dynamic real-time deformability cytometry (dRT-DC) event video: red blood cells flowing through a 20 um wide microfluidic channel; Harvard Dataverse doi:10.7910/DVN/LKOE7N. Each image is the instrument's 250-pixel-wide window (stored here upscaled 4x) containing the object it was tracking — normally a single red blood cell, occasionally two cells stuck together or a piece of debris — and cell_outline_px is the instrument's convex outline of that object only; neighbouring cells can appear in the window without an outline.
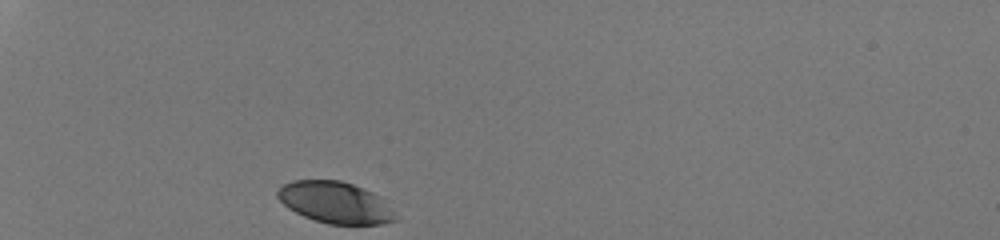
{"species": "human", "species_latin": "Homo sapiens", "temperature_condition": "room temperature", "stored_images_in_passage": 29, "camera_frame_rate_fps": 3000, "um_per_image_px": 0.085, "donor": {"sex": "male"}, "frame": {"image": 1, "passage_image": 1, "time_ms": 0.0, "image_size_px": [1000, 240], "cell_outline_px": [[396, 220], [380, 224], [328, 224], [304, 216], [288, 208], [276, 196], [276, 192], [284, 184], [292, 180], [340, 180], [352, 184], [372, 192], [380, 196]], "centroid_in_image_um": [28.43, 17.2], "position_along_channel_um": 56.6, "area_um2": 27.98}}
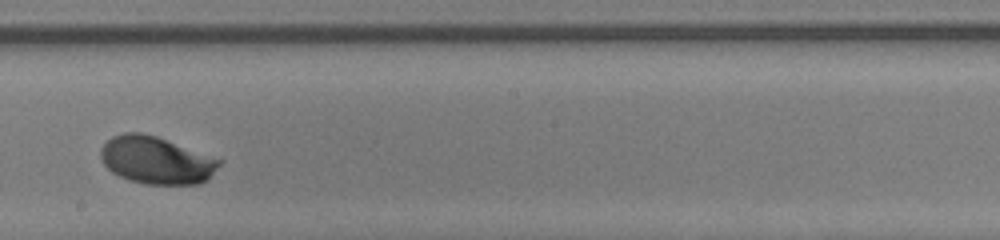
{"frame": {"image": 2, "passage_image": 17, "time_ms": 5.333, "image_size_px": [1000, 240], "cell_outline_px": [[224, 160], [208, 180], [200, 184], [148, 184], [128, 180], [112, 172], [104, 164], [100, 156], [100, 148], [112, 136], [124, 132], [140, 132], [156, 136]], "centroid_in_image_um": [13.3, 13.62], "position_along_channel_um": 234.9, "area_um2": 32.89}}
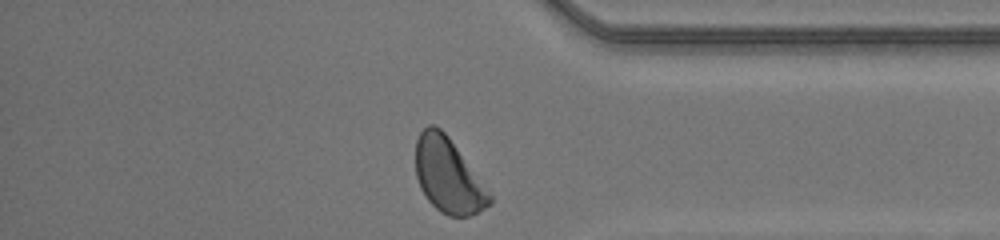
{"frame": {"image": 3, "passage_image": 29, "time_ms": 9.333, "image_size_px": [1000, 240], "cell_outline_px": [[492, 204], [468, 216], [448, 216], [440, 212], [428, 200], [420, 188], [416, 176], [416, 140], [420, 132], [428, 124], [432, 124], [440, 128], [448, 136], [492, 196]], "centroid_in_image_um": [38.07, 14.93], "position_along_channel_um": 397.1, "area_um2": 31.73}, "authors_computed_cell_mechanics": {"area_um2": 31.5588, "velocity_mm_per_s": 4.1705, "shape_relaxation_time_tau1_ms": 1.5468, "shape_relaxation_time_tau2_ms": null, "deformation_change_tau1": 0.12, "deformation_change_tau2": null}}